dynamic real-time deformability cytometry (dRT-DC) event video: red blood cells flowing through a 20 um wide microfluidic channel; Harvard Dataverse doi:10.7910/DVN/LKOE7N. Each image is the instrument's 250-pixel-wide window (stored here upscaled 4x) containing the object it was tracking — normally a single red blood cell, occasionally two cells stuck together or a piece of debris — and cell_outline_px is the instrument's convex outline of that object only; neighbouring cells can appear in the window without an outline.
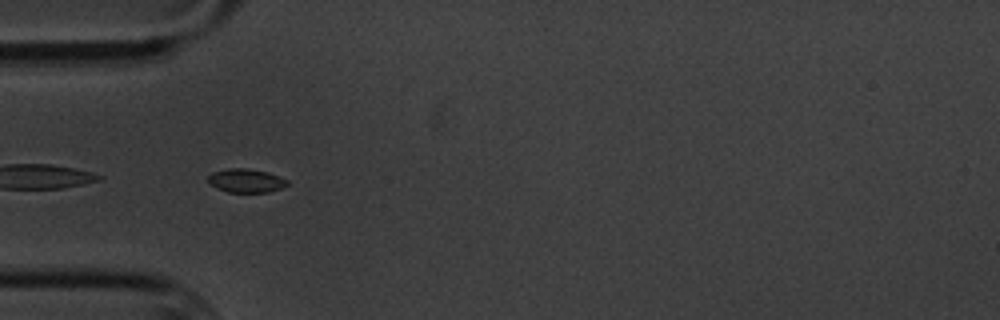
{"species": "common noctule bat (a hibernating species)", "species_latin": "Nyctalus noctula", "temperature_condition": "cold", "stored_images_in_passage": 3, "camera_frame_rate_fps": 3000, "um_per_image_px": 0.085, "animal": {"sex": "male", "body_mass_g": 20.1, "forearm_length_mm": 53.5}, "frame": {"image": 1, "passage_image": 2, "time_ms": 1.333, "image_size_px": [1000, 320], "cell_outline_px": [[288, 184], [280, 188], [268, 192], [228, 192], [216, 188], [208, 180], [208, 176], [212, 172], [228, 168], [248, 168], [268, 172], [288, 180]], "centroid_in_image_um": [20.9, 15.34], "position_along_channel_um": 64.1, "area_um2": 10.87}}